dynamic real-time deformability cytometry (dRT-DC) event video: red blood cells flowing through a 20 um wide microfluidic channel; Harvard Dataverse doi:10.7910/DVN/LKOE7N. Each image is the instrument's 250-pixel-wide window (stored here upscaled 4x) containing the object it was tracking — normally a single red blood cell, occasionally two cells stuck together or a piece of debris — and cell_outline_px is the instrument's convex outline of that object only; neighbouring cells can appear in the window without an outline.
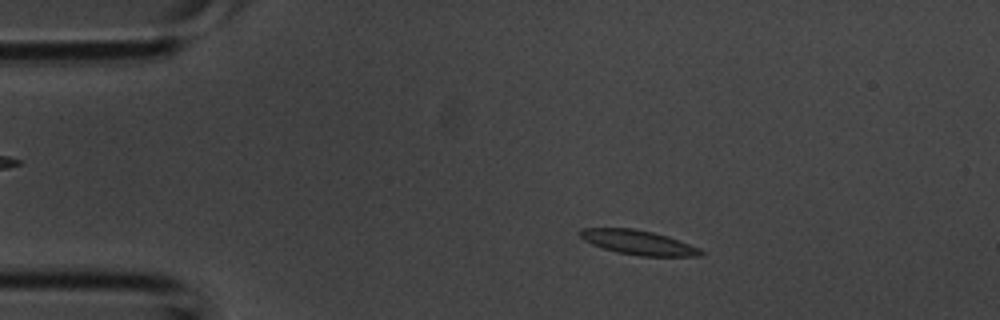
{"species": "common noctule bat (a hibernating species)", "species_latin": "Nyctalus noctula", "temperature_condition": "room temperature", "stored_images_in_passage": 40, "camera_frame_rate_fps": 3000, "um_per_image_px": 0.085, "animal": {"sex": "male", "body_mass_g": 20.1, "forearm_length_mm": 53.5}, "frame": {"image": 1, "passage_image": 8, "time_ms": 2.333, "image_size_px": [1000, 320], "cell_outline_px": [[704, 252], [700, 256], [640, 256], [616, 252], [592, 244], [584, 240], [576, 232], [580, 228], [632, 228], [652, 232], [668, 236], [680, 240], [700, 248]], "centroid_in_image_um": [54.24, 20.6], "position_along_channel_um": 30.8, "area_um2": 17.28}}
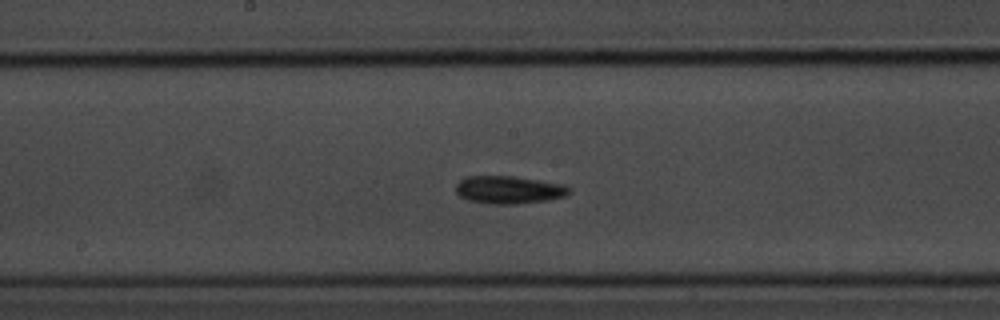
{"frame": {"image": 2, "passage_image": 21, "time_ms": 6.667, "image_size_px": [1000, 320], "cell_outline_px": [[572, 192], [564, 196], [548, 200], [516, 204], [488, 204], [468, 200], [460, 196], [456, 192], [456, 184], [464, 176], [512, 176], [564, 184], [572, 188]], "centroid_in_image_um": [43.26, 16.13], "position_along_channel_um": 204.9, "area_um2": 18.5}}
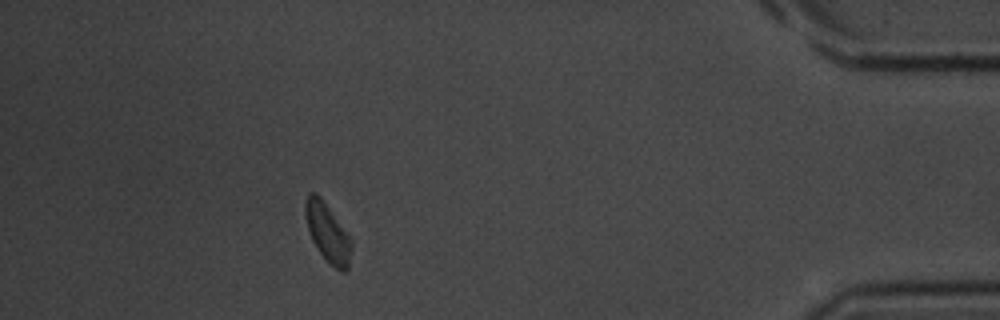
{"frame": {"image": 3, "passage_image": 36, "time_ms": 11.667, "image_size_px": [1000, 320], "cell_outline_px": [[352, 248], [348, 268], [344, 272], [340, 272], [320, 252], [312, 240], [308, 228], [304, 212], [304, 200], [308, 192], [316, 192], [320, 196], [348, 236], [352, 244]], "centroid_in_image_um": [27.81, 19.74], "position_along_channel_um": 407.4, "area_um2": 15.32}}